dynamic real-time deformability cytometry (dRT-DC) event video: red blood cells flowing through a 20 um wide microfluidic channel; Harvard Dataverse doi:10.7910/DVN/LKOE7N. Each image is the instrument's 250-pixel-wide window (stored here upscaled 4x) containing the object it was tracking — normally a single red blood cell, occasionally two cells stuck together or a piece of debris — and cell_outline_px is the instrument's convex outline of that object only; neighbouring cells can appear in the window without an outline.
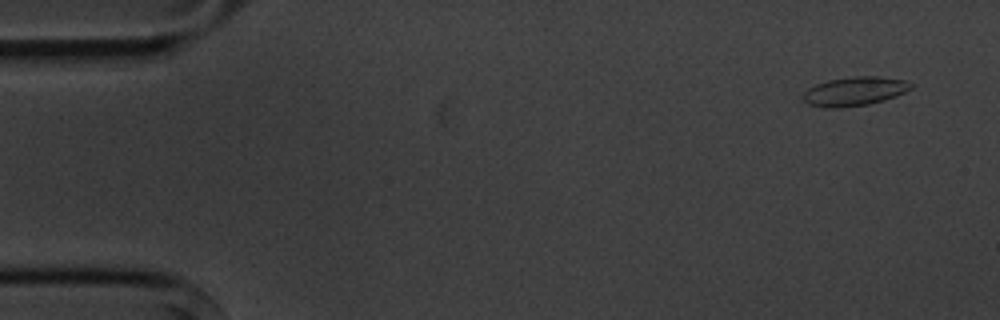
{"species": "common noctule bat (a hibernating species)", "species_latin": "Nyctalus noctula", "temperature_condition": "cold", "stored_images_in_passage": 8, "camera_frame_rate_fps": 3000, "um_per_image_px": 0.085, "animal": {"sex": "male", "body_mass_g": 20.1, "forearm_length_mm": 53.5}, "frame": {"image": 1, "passage_image": 1, "time_ms": 0.0, "image_size_px": [1000, 320], "cell_outline_px": [[916, 84], [912, 88], [896, 96], [884, 100], [868, 104], [836, 108], [824, 108], [808, 104], [800, 96], [808, 88], [816, 84], [828, 80], [852, 76], [876, 76], [904, 80]], "centroid_in_image_um": [72.62, 7.76], "position_along_channel_um": 12.4, "area_um2": 18.32}}
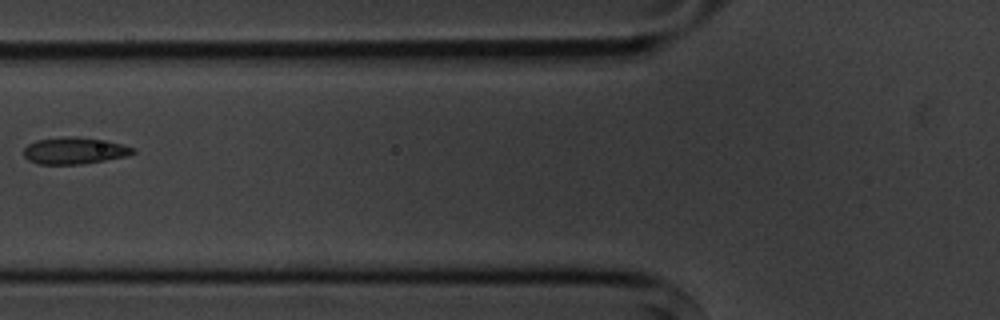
{"frame": {"image": 2, "passage_image": 6, "time_ms": 6.0, "image_size_px": [1000, 320], "cell_outline_px": [[136, 152], [128, 156], [80, 164], [36, 164], [28, 160], [24, 156], [24, 148], [28, 144], [36, 140], [72, 136], [76, 136], [108, 140], [136, 148]], "centroid_in_image_um": [6.35, 12.8], "position_along_channel_um": 119.4, "area_um2": 17.17}}
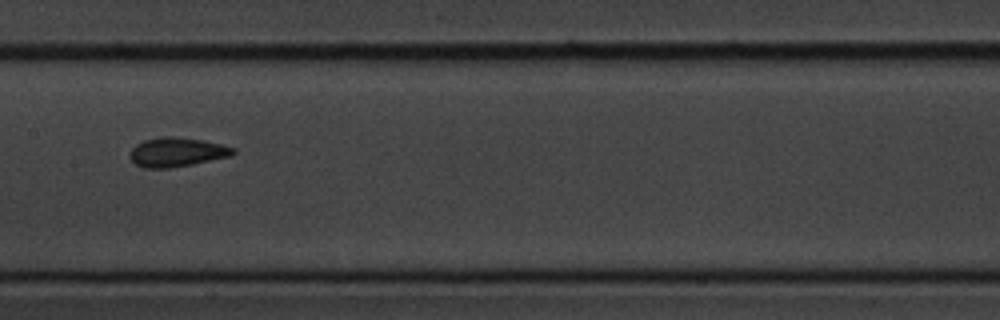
{"frame": {"image": 3, "passage_image": 8, "time_ms": 8.0, "image_size_px": [1000, 320], "cell_outline_px": [[236, 152], [232, 156], [192, 164], [168, 168], [144, 168], [136, 164], [128, 156], [132, 148], [136, 144], [144, 140], [164, 136], [172, 136], [204, 140], [236, 148]], "centroid_in_image_um": [15.04, 12.93], "position_along_channel_um": 192.4, "area_um2": 17.63}}